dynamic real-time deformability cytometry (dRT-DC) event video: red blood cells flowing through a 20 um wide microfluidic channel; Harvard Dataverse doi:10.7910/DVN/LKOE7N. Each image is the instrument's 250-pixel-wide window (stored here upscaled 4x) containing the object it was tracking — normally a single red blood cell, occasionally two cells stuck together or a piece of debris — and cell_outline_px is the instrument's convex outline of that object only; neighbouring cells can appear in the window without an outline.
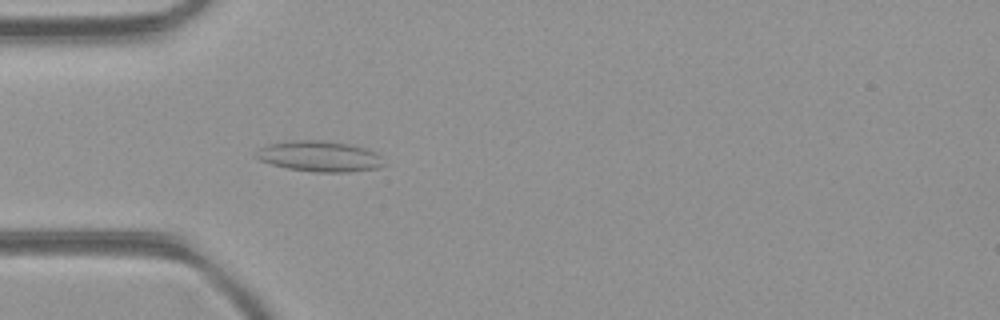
{"species": "common noctule bat (a hibernating species)", "species_latin": "Nyctalus noctula", "temperature_condition": "room temperature", "stored_images_in_passage": 3, "camera_frame_rate_fps": 3000, "um_per_image_px": 0.085, "animal": {"sex": "female", "body_mass_g": 21.9}, "frame": {"image": 1, "passage_image": 3, "time_ms": 0.667, "image_size_px": [1000, 320], "cell_outline_px": [[384, 164], [380, 168], [352, 172], [312, 172], [288, 168], [272, 164], [260, 160], [256, 156], [260, 148], [268, 144], [292, 140], [320, 140], [348, 144], [364, 148], [376, 152], [380, 156]], "centroid_in_image_um": [27.19, 13.29], "position_along_channel_um": 57.8, "area_um2": 22.72}}